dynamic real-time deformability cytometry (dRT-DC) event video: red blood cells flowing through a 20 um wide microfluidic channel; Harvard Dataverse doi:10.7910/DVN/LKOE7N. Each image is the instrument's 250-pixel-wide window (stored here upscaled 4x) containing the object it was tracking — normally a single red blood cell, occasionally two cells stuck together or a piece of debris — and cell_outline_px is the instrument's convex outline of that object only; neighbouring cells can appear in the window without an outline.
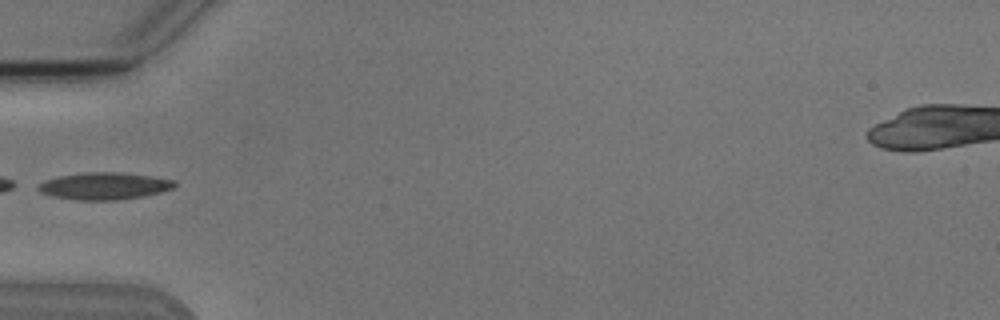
{"species": "Egyptian fruit bat (a non-hibernating species)", "species_latin": "Rousettus aegyptiacus", "temperature_condition": "cold", "stored_images_in_passage": 4, "camera_frame_rate_fps": 3000, "um_per_image_px": 0.085, "animal": {"sex": "male"}, "frame": {"image": 1, "passage_image": 4, "time_ms": 3.333, "image_size_px": [1000, 320], "cell_outline_px": [[176, 184], [172, 188], [160, 192], [144, 196], [116, 200], [76, 200], [52, 196], [40, 192], [36, 188], [44, 180], [60, 176], [84, 172], [116, 172], [148, 176], [176, 180]], "centroid_in_image_um": [8.84, 15.81], "position_along_channel_um": 76.2, "area_um2": 21.39}}